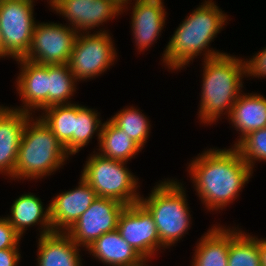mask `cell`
<instances>
[{
    "label": "cell",
    "instance_id": "6da1fadb",
    "mask_svg": "<svg viewBox=\"0 0 266 266\" xmlns=\"http://www.w3.org/2000/svg\"><path fill=\"white\" fill-rule=\"evenodd\" d=\"M231 147L205 149L187 167L194 189L209 211L222 210L233 203L252 177L253 170Z\"/></svg>",
    "mask_w": 266,
    "mask_h": 266
},
{
    "label": "cell",
    "instance_id": "7a4b0ae2",
    "mask_svg": "<svg viewBox=\"0 0 266 266\" xmlns=\"http://www.w3.org/2000/svg\"><path fill=\"white\" fill-rule=\"evenodd\" d=\"M213 0H205L189 16L184 18L174 34L169 38L161 61L168 70H182L203 53V59H210L225 54L209 49L211 41L220 33L229 19L228 15ZM226 23V24H225Z\"/></svg>",
    "mask_w": 266,
    "mask_h": 266
},
{
    "label": "cell",
    "instance_id": "3957f363",
    "mask_svg": "<svg viewBox=\"0 0 266 266\" xmlns=\"http://www.w3.org/2000/svg\"><path fill=\"white\" fill-rule=\"evenodd\" d=\"M202 62L201 100L197 115L202 124L211 125L223 115L229 117L235 101L242 94L243 78H246L245 61L225 53Z\"/></svg>",
    "mask_w": 266,
    "mask_h": 266
},
{
    "label": "cell",
    "instance_id": "277c9868",
    "mask_svg": "<svg viewBox=\"0 0 266 266\" xmlns=\"http://www.w3.org/2000/svg\"><path fill=\"white\" fill-rule=\"evenodd\" d=\"M69 158L52 130L37 116L25 124L20 141L15 180H37L59 170Z\"/></svg>",
    "mask_w": 266,
    "mask_h": 266
},
{
    "label": "cell",
    "instance_id": "5b68a950",
    "mask_svg": "<svg viewBox=\"0 0 266 266\" xmlns=\"http://www.w3.org/2000/svg\"><path fill=\"white\" fill-rule=\"evenodd\" d=\"M139 202L150 212L160 239V250L181 240L190 230L191 216L184 184L173 179L159 181Z\"/></svg>",
    "mask_w": 266,
    "mask_h": 266
},
{
    "label": "cell",
    "instance_id": "8992f818",
    "mask_svg": "<svg viewBox=\"0 0 266 266\" xmlns=\"http://www.w3.org/2000/svg\"><path fill=\"white\" fill-rule=\"evenodd\" d=\"M93 153L85 161L80 176L95 190L97 197L115 199L126 206L139 202V178L131 173L127 163L104 157L95 150Z\"/></svg>",
    "mask_w": 266,
    "mask_h": 266
},
{
    "label": "cell",
    "instance_id": "52a82bcc",
    "mask_svg": "<svg viewBox=\"0 0 266 266\" xmlns=\"http://www.w3.org/2000/svg\"><path fill=\"white\" fill-rule=\"evenodd\" d=\"M102 29L77 35L68 65L78 82L100 76L117 58L112 36L104 27Z\"/></svg>",
    "mask_w": 266,
    "mask_h": 266
},
{
    "label": "cell",
    "instance_id": "ba28073f",
    "mask_svg": "<svg viewBox=\"0 0 266 266\" xmlns=\"http://www.w3.org/2000/svg\"><path fill=\"white\" fill-rule=\"evenodd\" d=\"M34 0H0V30L5 51L12 59L23 58L32 42L37 21Z\"/></svg>",
    "mask_w": 266,
    "mask_h": 266
},
{
    "label": "cell",
    "instance_id": "9c48e42d",
    "mask_svg": "<svg viewBox=\"0 0 266 266\" xmlns=\"http://www.w3.org/2000/svg\"><path fill=\"white\" fill-rule=\"evenodd\" d=\"M65 24L38 21L31 46L23 58L42 65L68 64L79 32Z\"/></svg>",
    "mask_w": 266,
    "mask_h": 266
},
{
    "label": "cell",
    "instance_id": "30bf717a",
    "mask_svg": "<svg viewBox=\"0 0 266 266\" xmlns=\"http://www.w3.org/2000/svg\"><path fill=\"white\" fill-rule=\"evenodd\" d=\"M125 206L115 199L97 197L66 233L80 248H87L104 233L117 230Z\"/></svg>",
    "mask_w": 266,
    "mask_h": 266
},
{
    "label": "cell",
    "instance_id": "8fae6325",
    "mask_svg": "<svg viewBox=\"0 0 266 266\" xmlns=\"http://www.w3.org/2000/svg\"><path fill=\"white\" fill-rule=\"evenodd\" d=\"M117 231L147 262L160 249L156 224L140 202L125 206L118 218Z\"/></svg>",
    "mask_w": 266,
    "mask_h": 266
},
{
    "label": "cell",
    "instance_id": "7c38bea8",
    "mask_svg": "<svg viewBox=\"0 0 266 266\" xmlns=\"http://www.w3.org/2000/svg\"><path fill=\"white\" fill-rule=\"evenodd\" d=\"M50 7L78 32H90L123 14L122 7L114 0H57Z\"/></svg>",
    "mask_w": 266,
    "mask_h": 266
},
{
    "label": "cell",
    "instance_id": "4fadbf2b",
    "mask_svg": "<svg viewBox=\"0 0 266 266\" xmlns=\"http://www.w3.org/2000/svg\"><path fill=\"white\" fill-rule=\"evenodd\" d=\"M78 186L52 198L50 220L54 232H66L97 198L95 190L80 176Z\"/></svg>",
    "mask_w": 266,
    "mask_h": 266
},
{
    "label": "cell",
    "instance_id": "5bb4252c",
    "mask_svg": "<svg viewBox=\"0 0 266 266\" xmlns=\"http://www.w3.org/2000/svg\"><path fill=\"white\" fill-rule=\"evenodd\" d=\"M18 61V62H17ZM20 73L16 78V89L23 106L12 107L32 114L48 108L49 65L31 62L24 58L16 59Z\"/></svg>",
    "mask_w": 266,
    "mask_h": 266
},
{
    "label": "cell",
    "instance_id": "9a60e30c",
    "mask_svg": "<svg viewBox=\"0 0 266 266\" xmlns=\"http://www.w3.org/2000/svg\"><path fill=\"white\" fill-rule=\"evenodd\" d=\"M34 115L0 105V174L15 180V166L21 137L27 121Z\"/></svg>",
    "mask_w": 266,
    "mask_h": 266
},
{
    "label": "cell",
    "instance_id": "2e32d148",
    "mask_svg": "<svg viewBox=\"0 0 266 266\" xmlns=\"http://www.w3.org/2000/svg\"><path fill=\"white\" fill-rule=\"evenodd\" d=\"M131 29L139 52L156 43L165 26L167 12L163 0H133Z\"/></svg>",
    "mask_w": 266,
    "mask_h": 266
},
{
    "label": "cell",
    "instance_id": "e0dca14e",
    "mask_svg": "<svg viewBox=\"0 0 266 266\" xmlns=\"http://www.w3.org/2000/svg\"><path fill=\"white\" fill-rule=\"evenodd\" d=\"M241 231L238 227L212 226L196 244L190 266H228L230 242Z\"/></svg>",
    "mask_w": 266,
    "mask_h": 266
},
{
    "label": "cell",
    "instance_id": "ac0fdd59",
    "mask_svg": "<svg viewBox=\"0 0 266 266\" xmlns=\"http://www.w3.org/2000/svg\"><path fill=\"white\" fill-rule=\"evenodd\" d=\"M10 215L5 216L16 232L23 237L28 227L38 225L40 236L54 232L50 220V205L45 208L33 193L22 194L13 201Z\"/></svg>",
    "mask_w": 266,
    "mask_h": 266
},
{
    "label": "cell",
    "instance_id": "d6986e66",
    "mask_svg": "<svg viewBox=\"0 0 266 266\" xmlns=\"http://www.w3.org/2000/svg\"><path fill=\"white\" fill-rule=\"evenodd\" d=\"M86 251L106 266H148V262L123 239L117 230L104 233L88 246Z\"/></svg>",
    "mask_w": 266,
    "mask_h": 266
},
{
    "label": "cell",
    "instance_id": "ffe728a7",
    "mask_svg": "<svg viewBox=\"0 0 266 266\" xmlns=\"http://www.w3.org/2000/svg\"><path fill=\"white\" fill-rule=\"evenodd\" d=\"M37 245V266H83L81 249L66 232L39 236Z\"/></svg>",
    "mask_w": 266,
    "mask_h": 266
},
{
    "label": "cell",
    "instance_id": "44dd1931",
    "mask_svg": "<svg viewBox=\"0 0 266 266\" xmlns=\"http://www.w3.org/2000/svg\"><path fill=\"white\" fill-rule=\"evenodd\" d=\"M227 119L240 132V138L234 142L235 146L248 133L266 127V97L259 93L243 92L235 101Z\"/></svg>",
    "mask_w": 266,
    "mask_h": 266
},
{
    "label": "cell",
    "instance_id": "7402d4cb",
    "mask_svg": "<svg viewBox=\"0 0 266 266\" xmlns=\"http://www.w3.org/2000/svg\"><path fill=\"white\" fill-rule=\"evenodd\" d=\"M97 153L117 161L128 162L143 150L126 132L118 128L110 119L103 123Z\"/></svg>",
    "mask_w": 266,
    "mask_h": 266
},
{
    "label": "cell",
    "instance_id": "603a6c76",
    "mask_svg": "<svg viewBox=\"0 0 266 266\" xmlns=\"http://www.w3.org/2000/svg\"><path fill=\"white\" fill-rule=\"evenodd\" d=\"M38 117L52 130L71 156L72 135L75 132L76 103L45 108Z\"/></svg>",
    "mask_w": 266,
    "mask_h": 266
},
{
    "label": "cell",
    "instance_id": "cb8c5ba5",
    "mask_svg": "<svg viewBox=\"0 0 266 266\" xmlns=\"http://www.w3.org/2000/svg\"><path fill=\"white\" fill-rule=\"evenodd\" d=\"M76 84L68 64L49 65L48 107L72 104L68 100L74 95Z\"/></svg>",
    "mask_w": 266,
    "mask_h": 266
},
{
    "label": "cell",
    "instance_id": "d4e9b609",
    "mask_svg": "<svg viewBox=\"0 0 266 266\" xmlns=\"http://www.w3.org/2000/svg\"><path fill=\"white\" fill-rule=\"evenodd\" d=\"M97 110L76 104L75 132L72 135V155L77 154L83 147L87 146L90 139L96 134L100 139L101 121Z\"/></svg>",
    "mask_w": 266,
    "mask_h": 266
},
{
    "label": "cell",
    "instance_id": "484cf974",
    "mask_svg": "<svg viewBox=\"0 0 266 266\" xmlns=\"http://www.w3.org/2000/svg\"><path fill=\"white\" fill-rule=\"evenodd\" d=\"M109 119L141 148L145 146L151 125L149 119L139 109L126 106Z\"/></svg>",
    "mask_w": 266,
    "mask_h": 266
},
{
    "label": "cell",
    "instance_id": "4316f807",
    "mask_svg": "<svg viewBox=\"0 0 266 266\" xmlns=\"http://www.w3.org/2000/svg\"><path fill=\"white\" fill-rule=\"evenodd\" d=\"M228 266H261L258 236L241 231L230 242Z\"/></svg>",
    "mask_w": 266,
    "mask_h": 266
},
{
    "label": "cell",
    "instance_id": "83f0119b",
    "mask_svg": "<svg viewBox=\"0 0 266 266\" xmlns=\"http://www.w3.org/2000/svg\"><path fill=\"white\" fill-rule=\"evenodd\" d=\"M234 147L252 170L257 161L266 162V127L248 133Z\"/></svg>",
    "mask_w": 266,
    "mask_h": 266
},
{
    "label": "cell",
    "instance_id": "f1b7e54d",
    "mask_svg": "<svg viewBox=\"0 0 266 266\" xmlns=\"http://www.w3.org/2000/svg\"><path fill=\"white\" fill-rule=\"evenodd\" d=\"M252 58L244 59L246 77L266 78V47L257 51Z\"/></svg>",
    "mask_w": 266,
    "mask_h": 266
},
{
    "label": "cell",
    "instance_id": "f546056e",
    "mask_svg": "<svg viewBox=\"0 0 266 266\" xmlns=\"http://www.w3.org/2000/svg\"><path fill=\"white\" fill-rule=\"evenodd\" d=\"M21 236L5 217L0 218V250L7 248H19Z\"/></svg>",
    "mask_w": 266,
    "mask_h": 266
},
{
    "label": "cell",
    "instance_id": "4dcf8cb0",
    "mask_svg": "<svg viewBox=\"0 0 266 266\" xmlns=\"http://www.w3.org/2000/svg\"><path fill=\"white\" fill-rule=\"evenodd\" d=\"M19 248H7L0 250V266H18L21 260Z\"/></svg>",
    "mask_w": 266,
    "mask_h": 266
},
{
    "label": "cell",
    "instance_id": "1f68e13d",
    "mask_svg": "<svg viewBox=\"0 0 266 266\" xmlns=\"http://www.w3.org/2000/svg\"><path fill=\"white\" fill-rule=\"evenodd\" d=\"M259 254L261 266H266V238L259 239Z\"/></svg>",
    "mask_w": 266,
    "mask_h": 266
},
{
    "label": "cell",
    "instance_id": "d6a6232c",
    "mask_svg": "<svg viewBox=\"0 0 266 266\" xmlns=\"http://www.w3.org/2000/svg\"><path fill=\"white\" fill-rule=\"evenodd\" d=\"M120 7H122V12H123V10H124V12H125V10H127L128 9V7H129V5L130 4H133V3H130V2H132V0H114ZM129 4V5H128Z\"/></svg>",
    "mask_w": 266,
    "mask_h": 266
},
{
    "label": "cell",
    "instance_id": "836d02e7",
    "mask_svg": "<svg viewBox=\"0 0 266 266\" xmlns=\"http://www.w3.org/2000/svg\"><path fill=\"white\" fill-rule=\"evenodd\" d=\"M5 57H9V58H12L4 49V45H3V42H2V34H1V30H0V58H4Z\"/></svg>",
    "mask_w": 266,
    "mask_h": 266
},
{
    "label": "cell",
    "instance_id": "e575fe53",
    "mask_svg": "<svg viewBox=\"0 0 266 266\" xmlns=\"http://www.w3.org/2000/svg\"><path fill=\"white\" fill-rule=\"evenodd\" d=\"M57 0H47V2H49V5H53Z\"/></svg>",
    "mask_w": 266,
    "mask_h": 266
}]
</instances>
